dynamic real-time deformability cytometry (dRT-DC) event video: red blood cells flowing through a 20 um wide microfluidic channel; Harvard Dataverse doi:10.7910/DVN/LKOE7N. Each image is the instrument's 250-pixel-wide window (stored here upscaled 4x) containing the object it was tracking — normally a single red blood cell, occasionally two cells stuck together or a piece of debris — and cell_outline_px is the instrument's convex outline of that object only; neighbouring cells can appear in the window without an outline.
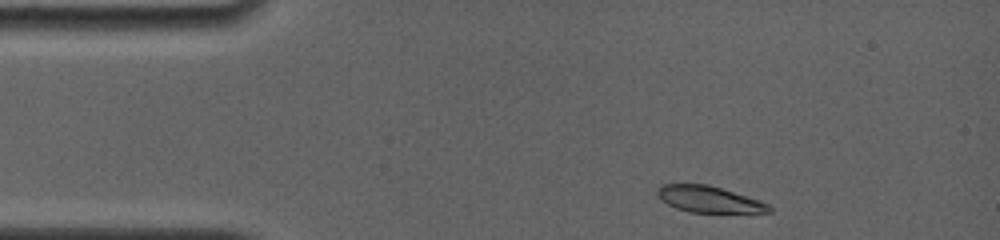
{"species": "common noctule bat (a hibernating species)", "species_latin": "Nyctalus noctula", "temperature_condition": "room temperature", "stored_images_in_passage": 51, "camera_frame_rate_fps": 4000, "um_per_image_px": 0.085, "animal": {"sex": "female", "body_mass_g": 19.0, "forearm_length_mm": 56.7}, "frame": {"image": 1, "passage_image": 1, "time_ms": 0.0, "image_size_px": [1000, 240], "cell_outline_px": [[772, 212], [688, 212], [676, 208], [660, 200], [656, 192], [660, 184], [708, 184], [760, 200], [768, 204], [772, 208]], "centroid_in_image_um": [60.23, 16.93], "position_along_channel_um": 24.8, "area_um2": 17.11}}
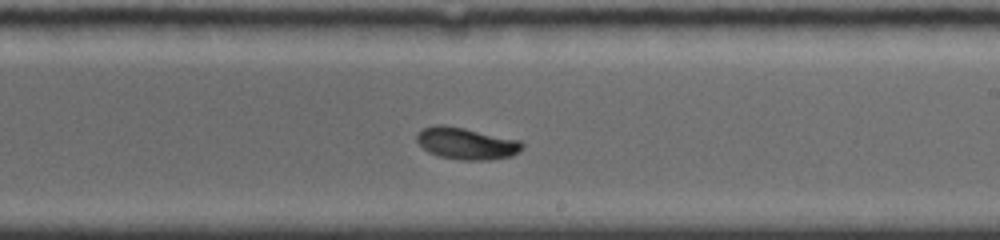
{"frame": {"image": 2, "passage_image": 30, "time_ms": 7.25, "image_size_px": [1000, 240], "cell_outline_px": [[524, 148], [520, 152], [512, 156], [488, 160], [460, 160], [440, 156], [428, 152], [416, 140], [416, 136], [424, 128], [436, 124], [444, 124], [464, 128], [520, 140], [524, 144]], "centroid_in_image_um": [39.68, 12.19], "position_along_channel_um": 249.3, "area_um2": 19.59}}
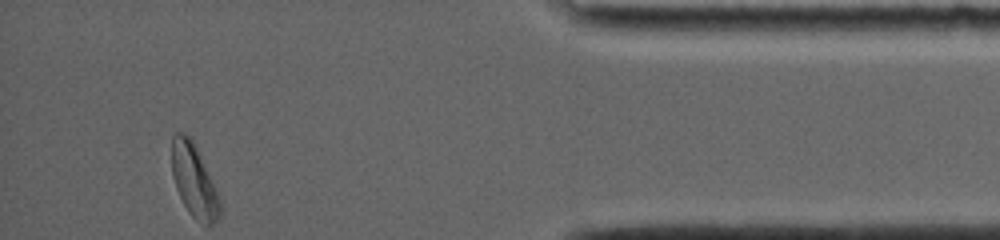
{"frame": {"image": 3, "passage_image": 51, "time_ms": 12.5, "image_size_px": [1000, 240], "cell_outline_px": [[224, 208], [220, 216], [212, 224], [204, 224], [196, 220], [188, 212], [176, 188], [172, 176], [172, 136], [176, 132], [184, 132], [192, 140], [216, 188]], "centroid_in_image_um": [16.51, 15.4], "position_along_channel_um": 418.7, "area_um2": 20.46}, "authors_computed_cell_mechanics": {"area_um2": 19.4786, "velocity_mm_per_s": 3.8892, "shape_relaxation_time_tau1_ms": 3.8633, "shape_relaxation_time_tau2_ms": 1.8002, "deformation_change_tau1": 0.1821, "deformation_change_tau2": 0.0464}}